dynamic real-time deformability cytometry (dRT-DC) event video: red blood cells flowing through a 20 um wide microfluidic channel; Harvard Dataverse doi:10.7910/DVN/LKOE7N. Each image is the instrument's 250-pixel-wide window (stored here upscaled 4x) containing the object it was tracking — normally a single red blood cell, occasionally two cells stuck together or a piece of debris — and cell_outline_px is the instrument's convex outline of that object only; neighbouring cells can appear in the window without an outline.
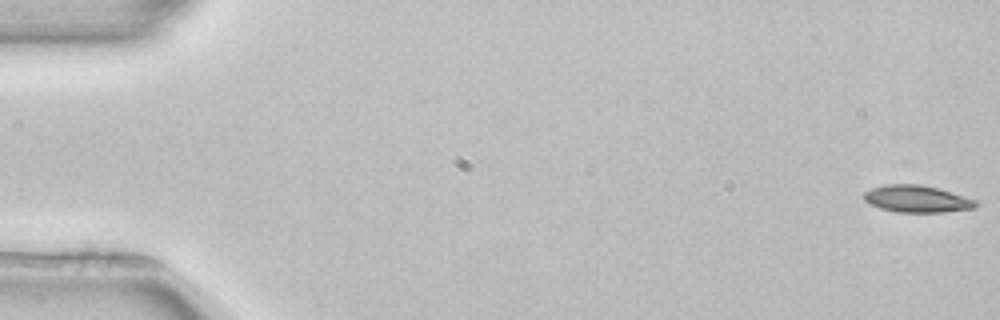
{"species": "common noctule bat (a hibernating species)", "species_latin": "Nyctalus noctula", "temperature_condition": "room temperature", "stored_images_in_passage": 53, "camera_frame_rate_fps": 3000, "um_per_image_px": 0.085, "animal": {"sex": "female", "body_mass_g": 22.7, "forearm_length_mm": 54.2}, "frame": {"image": 1, "passage_image": 1, "time_ms": 0.0, "image_size_px": [1000, 320], "cell_outline_px": [[980, 204], [976, 208], [944, 212], [896, 212], [880, 208], [864, 200], [864, 192], [872, 188], [884, 184], [920, 184], [936, 188], [976, 200]], "centroid_in_image_um": [77.94, 16.91], "position_along_channel_um": 7.1, "area_um2": 17.51}}
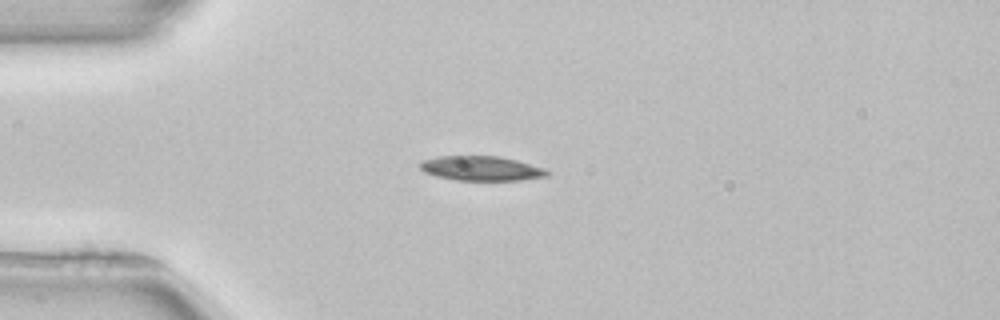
{"frame": {"image": 2, "passage_image": 14, "time_ms": 4.333, "image_size_px": [1000, 320], "cell_outline_px": [[548, 176], [520, 180], [456, 180], [436, 176], [424, 172], [420, 168], [420, 160], [440, 156], [500, 156], [516, 160], [544, 168], [548, 172]], "centroid_in_image_um": [40.87, 14.31], "position_along_channel_um": 44.1, "area_um2": 18.15}}
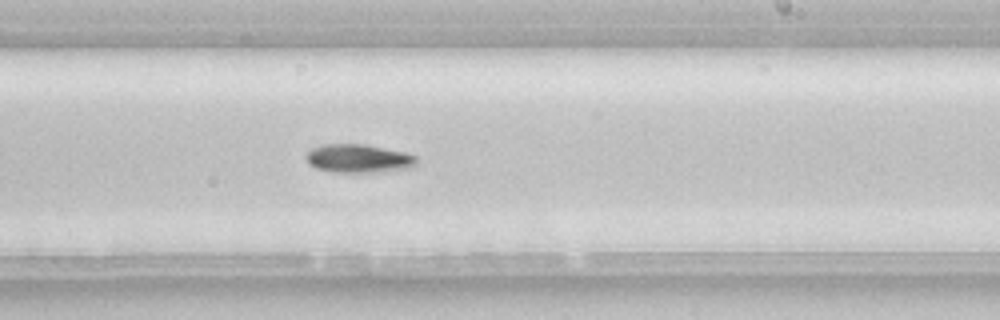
{"frame": {"image": 3, "passage_image": 32, "time_ms": 10.333, "image_size_px": [1000, 320], "cell_outline_px": [[416, 164], [404, 168], [368, 172], [336, 172], [316, 168], [308, 164], [304, 156], [312, 148], [320, 144], [364, 144], [404, 152], [416, 156]], "centroid_in_image_um": [30.38, 13.45], "position_along_channel_um": 258.6, "area_um2": 18.03}, "authors_computed_cell_mechanics": {"area_um2": 17.629, "velocity_mm_per_s": 3.9318, "shape_relaxation_time_tau1_ms": 6.0595, "shape_relaxation_time_tau2_ms": null, "deformation_change_tau1": 0.138, "deformation_change_tau2": null}}